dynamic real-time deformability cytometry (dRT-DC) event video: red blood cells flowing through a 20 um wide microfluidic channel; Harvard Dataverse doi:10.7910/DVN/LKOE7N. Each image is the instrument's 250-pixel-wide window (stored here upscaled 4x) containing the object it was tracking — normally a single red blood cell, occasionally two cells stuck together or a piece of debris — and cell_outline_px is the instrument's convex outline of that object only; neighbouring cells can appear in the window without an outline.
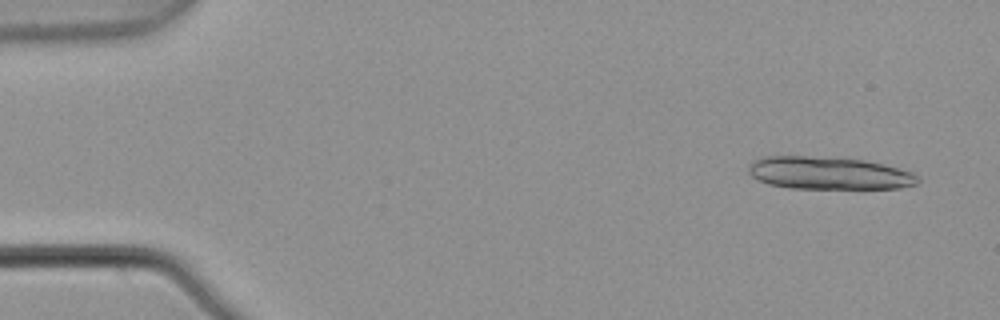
{"species": "common noctule bat (a hibernating species)", "species_latin": "Nyctalus noctula", "temperature_condition": "warm", "stored_images_in_passage": 5, "camera_frame_rate_fps": 3000, "um_per_image_px": 0.085, "animal": {"sex": "male", "body_mass_g": 21.5, "forearm_length_mm": 52.0}, "frame": {"image": 1, "passage_image": 1, "time_ms": 0.0, "image_size_px": [1000, 320], "cell_outline_px": [[920, 180], [916, 184], [900, 188], [788, 188], [768, 184], [752, 176], [748, 172], [748, 164], [764, 156], [808, 156], [864, 160], [900, 168], [912, 172], [920, 176]], "centroid_in_image_um": [70.46, 14.72], "position_along_channel_um": 14.5, "area_um2": 32.14}}
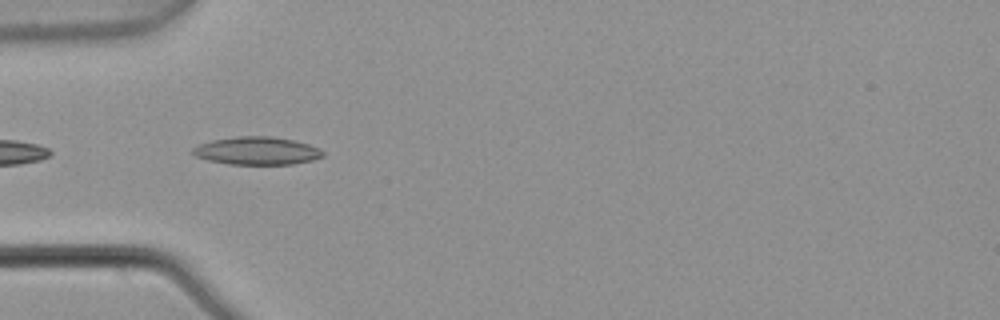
{"frame": {"image": 2, "passage_image": 5, "time_ms": 1.333, "image_size_px": [1000, 320], "cell_outline_px": [[324, 156], [312, 160], [292, 164], [228, 164], [208, 160], [196, 156], [192, 152], [192, 148], [200, 144], [212, 140], [236, 136], [272, 136], [292, 140], [308, 144], [320, 148], [324, 152]], "centroid_in_image_um": [21.85, 12.81], "position_along_channel_um": 63.2, "area_um2": 21.1}}